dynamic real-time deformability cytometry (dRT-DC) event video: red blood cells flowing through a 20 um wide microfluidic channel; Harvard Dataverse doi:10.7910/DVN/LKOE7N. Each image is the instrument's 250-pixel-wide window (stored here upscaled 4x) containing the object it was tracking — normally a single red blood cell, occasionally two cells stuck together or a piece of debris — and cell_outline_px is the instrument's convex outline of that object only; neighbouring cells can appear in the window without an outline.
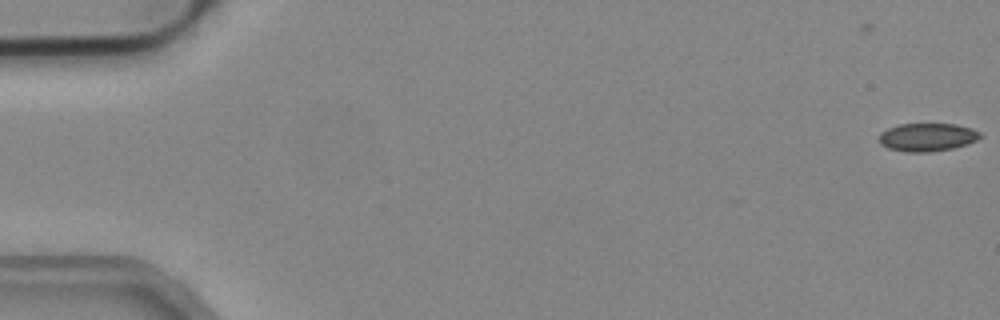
{"species": "common noctule bat (a hibernating species)", "species_latin": "Nyctalus noctula", "temperature_condition": "cold", "stored_images_in_passage": 13, "camera_frame_rate_fps": 3000, "um_per_image_px": 0.085, "animal": {"sex": "male", "body_mass_g": 19.2, "forearm_length_mm": 51.8}, "frame": {"image": 1, "passage_image": 1, "time_ms": 0.0, "image_size_px": [1000, 320], "cell_outline_px": [[984, 136], [968, 144], [952, 148], [928, 152], [908, 152], [888, 148], [880, 144], [880, 132], [888, 128], [900, 124], [956, 124], [972, 128], [980, 132]], "centroid_in_image_um": [78.85, 11.65], "position_along_channel_um": 6.2, "area_um2": 16.59}}
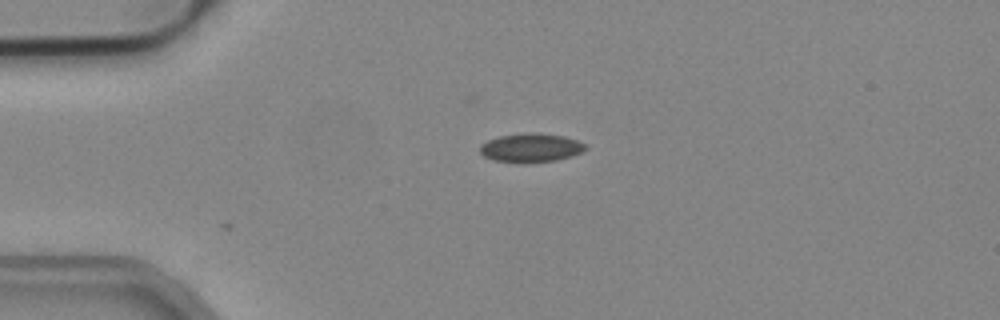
{"frame": {"image": 2, "passage_image": 13, "time_ms": 4.0, "image_size_px": [1000, 320], "cell_outline_px": [[588, 148], [572, 156], [556, 160], [528, 164], [520, 164], [492, 160], [484, 156], [480, 152], [480, 144], [488, 140], [500, 136], [532, 132], [540, 132], [564, 136], [576, 140], [584, 144]], "centroid_in_image_um": [45.1, 12.58], "position_along_channel_um": 39.9, "area_um2": 18.03}}